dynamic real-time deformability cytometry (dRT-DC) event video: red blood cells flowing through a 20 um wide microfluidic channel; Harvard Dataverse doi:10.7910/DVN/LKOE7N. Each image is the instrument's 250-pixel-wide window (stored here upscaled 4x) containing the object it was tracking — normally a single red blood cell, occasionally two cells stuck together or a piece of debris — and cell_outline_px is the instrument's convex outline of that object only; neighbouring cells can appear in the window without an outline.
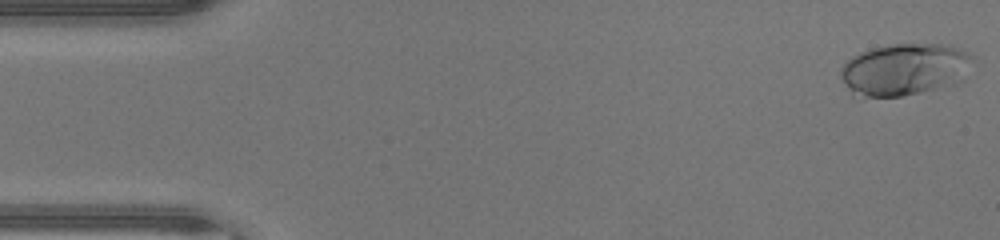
{"species": "human", "species_latin": "Homo sapiens", "temperature_condition": "warm", "stored_images_in_passage": 43, "camera_frame_rate_fps": 3000, "um_per_image_px": 0.085, "donor": {"sex": "male"}, "frame": {"image": 1, "passage_image": 1, "time_ms": 0.0, "image_size_px": [1000, 240], "cell_outline_px": [[972, 56], [964, 80], [956, 84], [904, 96], [852, 96], [840, 76], [840, 72], [844, 64], [852, 56], [860, 52], [872, 48], [896, 44], [948, 44], [968, 52]], "centroid_in_image_um": [76.89, 5.9], "position_along_channel_um": 8.1, "area_um2": 40.11}}
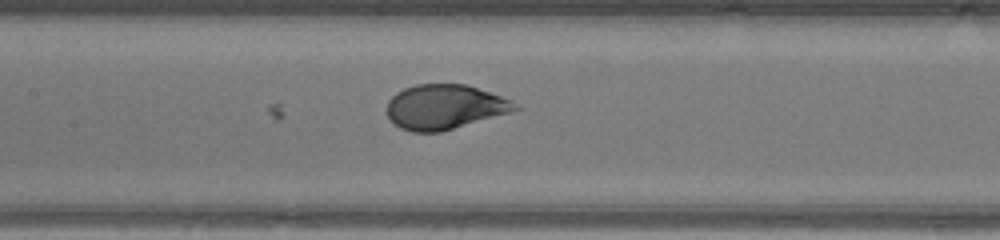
{"frame": {"image": 2, "passage_image": 21, "time_ms": 6.667, "image_size_px": [1000, 240], "cell_outline_px": [[524, 108], [512, 112], [440, 132], [412, 132], [400, 128], [392, 124], [388, 116], [388, 100], [396, 92], [404, 88], [416, 84], [468, 84], [512, 100]], "centroid_in_image_um": [37.82, 9.09], "position_along_channel_um": 169.6, "area_um2": 33.7}}
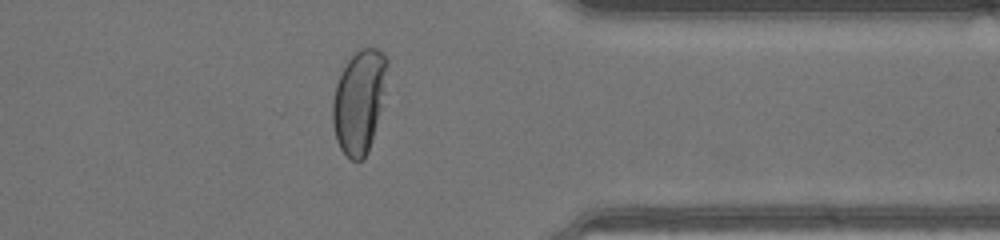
{"frame": {"image": 3, "passage_image": 36, "time_ms": 11.667, "image_size_px": [1000, 240], "cell_outline_px": [[388, 64], [384, 92], [380, 108], [368, 152], [364, 160], [352, 160], [340, 148], [336, 140], [332, 124], [332, 100], [336, 84], [352, 52], [360, 48], [376, 48], [388, 60]], "centroid_in_image_um": [30.5, 8.6], "position_along_channel_um": 380.9, "area_um2": 32.48}, "authors_computed_cell_mechanics": {"area_um2": 35.0846, "velocity_mm_per_s": 4.4801, "shape_relaxation_time_tau1_ms": 4.0112, "shape_relaxation_time_tau2_ms": null, "deformation_change_tau1": 0.2387, "deformation_change_tau2": null}}